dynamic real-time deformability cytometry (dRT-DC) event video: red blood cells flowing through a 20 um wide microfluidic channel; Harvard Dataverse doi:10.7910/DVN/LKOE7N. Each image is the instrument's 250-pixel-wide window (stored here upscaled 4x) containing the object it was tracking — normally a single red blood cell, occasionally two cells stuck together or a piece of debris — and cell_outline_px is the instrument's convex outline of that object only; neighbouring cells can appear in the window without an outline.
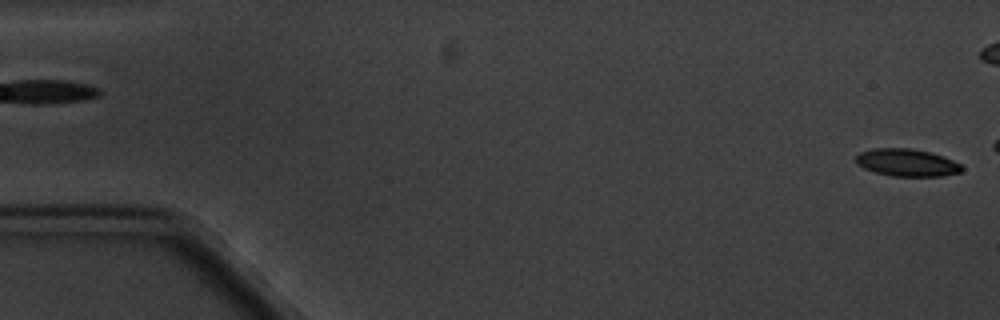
{"species": "common noctule bat (a hibernating species)", "species_latin": "Nyctalus noctula", "temperature_condition": "cold", "stored_images_in_passage": 5, "segment_of_instrument_passage": [2, 2], "camera_frame_rate_fps": 3000, "um_per_image_px": 0.085, "animal": {"sex": "male", "body_mass_g": 20.1, "forearm_length_mm": 53.5}, "frame": {"image": 1, "passage_image": 5, "time_ms": 5.667, "image_size_px": [1000, 320], "cell_outline_px": [[964, 168], [960, 172], [944, 176], [892, 176], [876, 172], [864, 168], [856, 164], [852, 160], [860, 152], [872, 148], [908, 148], [932, 152], [944, 156], [960, 164]], "centroid_in_image_um": [77.06, 13.81], "position_along_channel_um": 7.9, "area_um2": 17.11}}